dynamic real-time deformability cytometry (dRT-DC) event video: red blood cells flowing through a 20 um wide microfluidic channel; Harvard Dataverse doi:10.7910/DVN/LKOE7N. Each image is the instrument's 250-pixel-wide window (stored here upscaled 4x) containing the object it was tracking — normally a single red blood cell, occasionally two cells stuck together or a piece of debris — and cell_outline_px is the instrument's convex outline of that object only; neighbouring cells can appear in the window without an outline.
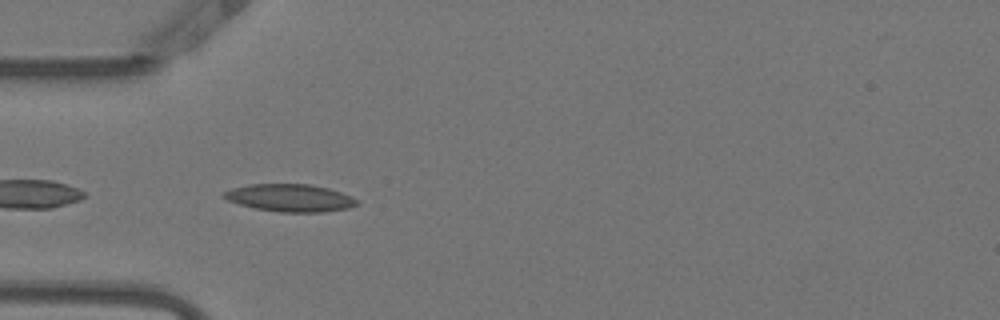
{"species": "Egyptian fruit bat (a non-hibernating species)", "species_latin": "Rousettus aegyptiacus", "temperature_condition": "warm", "stored_images_in_passage": 39, "camera_frame_rate_fps": 3000, "um_per_image_px": 0.085, "animal": {"sex": "female"}, "frame": {"image": 1, "passage_image": 2, "time_ms": 0.333, "image_size_px": [1000, 320], "cell_outline_px": [[360, 204], [348, 208], [324, 212], [280, 212], [256, 208], [240, 204], [228, 200], [220, 196], [224, 192], [232, 188], [248, 184], [308, 184], [328, 188], [352, 196], [360, 200]], "centroid_in_image_um": [24.69, 16.82], "position_along_channel_um": 60.3, "area_um2": 21.39}}
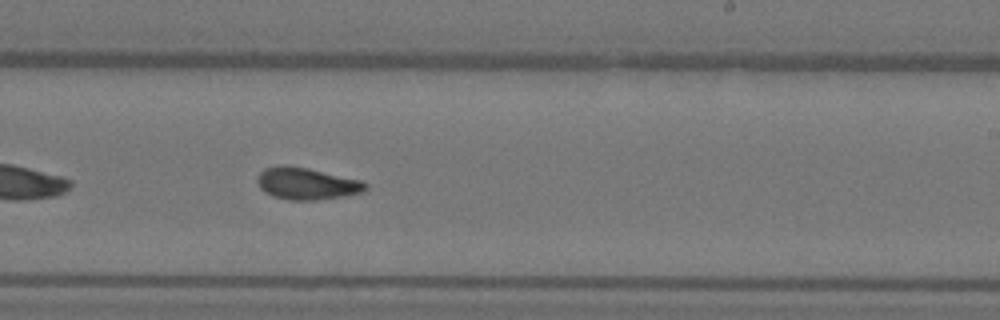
{"frame": {"image": 2, "passage_image": 18, "time_ms": 5.667, "image_size_px": [1000, 320], "cell_outline_px": [[368, 188], [364, 192], [344, 196], [316, 200], [288, 200], [272, 196], [264, 192], [260, 188], [256, 180], [260, 172], [264, 168], [284, 164], [308, 168], [360, 180], [368, 184]], "centroid_in_image_um": [26.05, 15.61], "position_along_channel_um": 262.9, "area_um2": 20.29}}
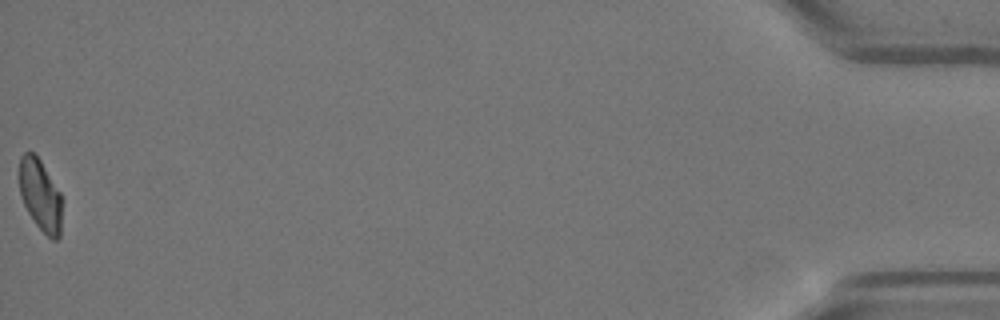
{"frame": {"image": 3, "passage_image": 39, "time_ms": 12.667, "image_size_px": [1000, 320], "cell_outline_px": [[60, 236], [56, 240], [52, 240], [36, 224], [28, 212], [24, 204], [20, 192], [20, 156], [24, 152], [32, 152], [40, 160], [60, 192]], "centroid_in_image_um": [3.41, 16.58], "position_along_channel_um": 431.8, "area_um2": 17.28}, "authors_computed_cell_mechanics": {"area_um2": 19.4786, "velocity_mm_per_s": 3.8362, "shape_relaxation_time_tau1_ms": null, "shape_relaxation_time_tau2_ms": 1.2965, "deformation_change_tau1": null, "deformation_change_tau2": 0.0729}}